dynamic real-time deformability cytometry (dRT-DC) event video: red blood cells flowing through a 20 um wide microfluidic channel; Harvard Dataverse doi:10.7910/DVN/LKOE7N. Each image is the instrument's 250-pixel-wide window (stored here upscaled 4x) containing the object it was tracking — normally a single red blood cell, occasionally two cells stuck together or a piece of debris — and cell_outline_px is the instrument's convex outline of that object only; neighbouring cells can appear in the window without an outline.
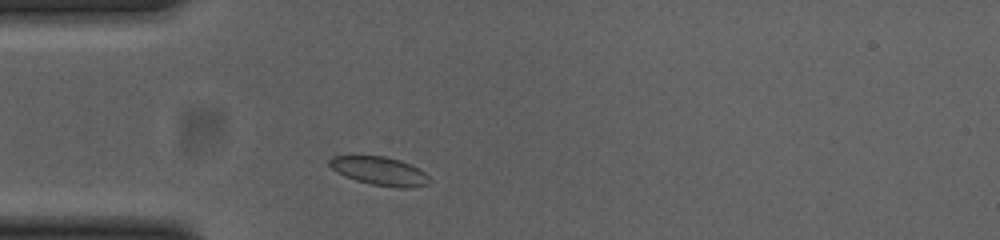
{"species": "common noctule bat (a hibernating species)", "species_latin": "Nyctalus noctula", "temperature_condition": "cold", "stored_images_in_passage": 33, "camera_frame_rate_fps": 3000, "um_per_image_px": 0.085, "animal": {"sex": "female", "body_mass_g": 23.0, "forearm_length_mm": 53.4}, "frame": {"image": 1, "passage_image": 1, "time_ms": 0.0, "image_size_px": [1000, 240], "cell_outline_px": [[432, 180], [428, 184], [412, 188], [400, 188], [372, 184], [356, 180], [344, 176], [336, 172], [328, 164], [328, 160], [332, 156], [384, 156], [400, 160], [412, 164], [420, 168]], "centroid_in_image_um": [32.3, 14.54], "position_along_channel_um": 52.7, "area_um2": 16.76}}
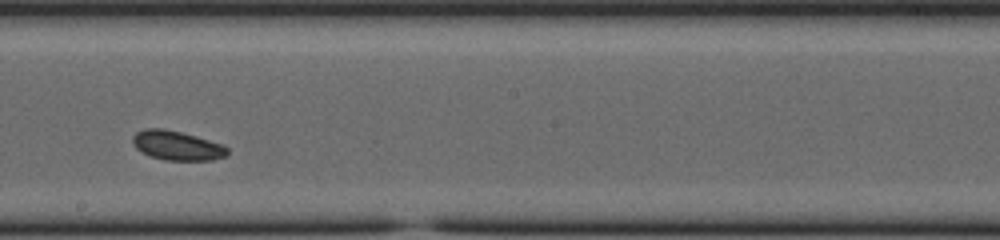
{"frame": {"image": 2, "passage_image": 16, "time_ms": 5.0, "image_size_px": [1000, 240], "cell_outline_px": [[228, 156], [212, 160], [164, 160], [140, 152], [132, 144], [132, 136], [136, 132], [144, 128], [164, 128], [196, 136], [220, 144], [228, 148]], "centroid_in_image_um": [15.01, 12.37], "position_along_channel_um": 233.2, "area_um2": 16.24}}
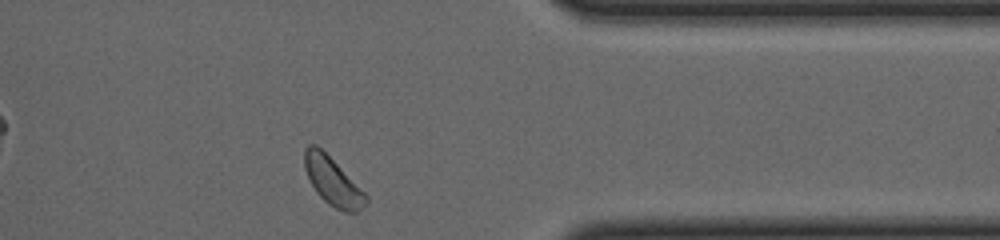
{"frame": {"image": 3, "passage_image": 29, "time_ms": 9.333, "image_size_px": [1000, 240], "cell_outline_px": [[368, 200], [356, 212], [344, 212], [328, 204], [316, 192], [304, 168], [304, 148], [308, 144], [316, 144], [368, 196]], "centroid_in_image_um": [28.24, 15.41], "position_along_channel_um": 383.2, "area_um2": 16.65}, "authors_computed_cell_mechanics": {"area_um2": 16.4152, "velocity_mm_per_s": 3.7803, "shape_relaxation_time_tau1_ms": null, "shape_relaxation_time_tau2_ms": 8.1127, "deformation_change_tau1": null, "deformation_change_tau2": 0.0973}}